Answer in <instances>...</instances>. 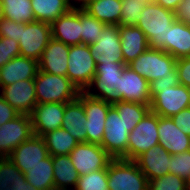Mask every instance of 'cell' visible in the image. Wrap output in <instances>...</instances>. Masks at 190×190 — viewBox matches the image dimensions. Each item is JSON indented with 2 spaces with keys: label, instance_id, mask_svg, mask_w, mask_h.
<instances>
[{
  "label": "cell",
  "instance_id": "cell-1",
  "mask_svg": "<svg viewBox=\"0 0 190 190\" xmlns=\"http://www.w3.org/2000/svg\"><path fill=\"white\" fill-rule=\"evenodd\" d=\"M141 18L136 24L146 36L149 48L166 52L168 30L175 19V12L165 9L155 1L144 4Z\"/></svg>",
  "mask_w": 190,
  "mask_h": 190
},
{
  "label": "cell",
  "instance_id": "cell-2",
  "mask_svg": "<svg viewBox=\"0 0 190 190\" xmlns=\"http://www.w3.org/2000/svg\"><path fill=\"white\" fill-rule=\"evenodd\" d=\"M37 104L69 103L78 98L80 91L67 76L53 75L38 70L34 78Z\"/></svg>",
  "mask_w": 190,
  "mask_h": 190
},
{
  "label": "cell",
  "instance_id": "cell-3",
  "mask_svg": "<svg viewBox=\"0 0 190 190\" xmlns=\"http://www.w3.org/2000/svg\"><path fill=\"white\" fill-rule=\"evenodd\" d=\"M127 66L149 83L160 78H178L176 59L161 49L148 48Z\"/></svg>",
  "mask_w": 190,
  "mask_h": 190
},
{
  "label": "cell",
  "instance_id": "cell-4",
  "mask_svg": "<svg viewBox=\"0 0 190 190\" xmlns=\"http://www.w3.org/2000/svg\"><path fill=\"white\" fill-rule=\"evenodd\" d=\"M96 73L89 87L84 91L92 98L103 100L111 105L121 101L116 91L121 78L124 62H109L96 64Z\"/></svg>",
  "mask_w": 190,
  "mask_h": 190
},
{
  "label": "cell",
  "instance_id": "cell-5",
  "mask_svg": "<svg viewBox=\"0 0 190 190\" xmlns=\"http://www.w3.org/2000/svg\"><path fill=\"white\" fill-rule=\"evenodd\" d=\"M109 190H148V179L134 161L113 159L107 167Z\"/></svg>",
  "mask_w": 190,
  "mask_h": 190
},
{
  "label": "cell",
  "instance_id": "cell-6",
  "mask_svg": "<svg viewBox=\"0 0 190 190\" xmlns=\"http://www.w3.org/2000/svg\"><path fill=\"white\" fill-rule=\"evenodd\" d=\"M96 61L87 44L69 46L67 77L84 92L91 84L96 73Z\"/></svg>",
  "mask_w": 190,
  "mask_h": 190
},
{
  "label": "cell",
  "instance_id": "cell-7",
  "mask_svg": "<svg viewBox=\"0 0 190 190\" xmlns=\"http://www.w3.org/2000/svg\"><path fill=\"white\" fill-rule=\"evenodd\" d=\"M150 96L151 112L159 116L172 117L190 107L189 88L182 84L168 88H150Z\"/></svg>",
  "mask_w": 190,
  "mask_h": 190
},
{
  "label": "cell",
  "instance_id": "cell-8",
  "mask_svg": "<svg viewBox=\"0 0 190 190\" xmlns=\"http://www.w3.org/2000/svg\"><path fill=\"white\" fill-rule=\"evenodd\" d=\"M51 38V24L37 20L27 24L20 23V55L39 62Z\"/></svg>",
  "mask_w": 190,
  "mask_h": 190
},
{
  "label": "cell",
  "instance_id": "cell-9",
  "mask_svg": "<svg viewBox=\"0 0 190 190\" xmlns=\"http://www.w3.org/2000/svg\"><path fill=\"white\" fill-rule=\"evenodd\" d=\"M129 132L119 113L112 105L107 113L101 146L113 159L127 160Z\"/></svg>",
  "mask_w": 190,
  "mask_h": 190
},
{
  "label": "cell",
  "instance_id": "cell-10",
  "mask_svg": "<svg viewBox=\"0 0 190 190\" xmlns=\"http://www.w3.org/2000/svg\"><path fill=\"white\" fill-rule=\"evenodd\" d=\"M158 115L149 112L129 133L127 160L134 161L146 150L159 144Z\"/></svg>",
  "mask_w": 190,
  "mask_h": 190
},
{
  "label": "cell",
  "instance_id": "cell-11",
  "mask_svg": "<svg viewBox=\"0 0 190 190\" xmlns=\"http://www.w3.org/2000/svg\"><path fill=\"white\" fill-rule=\"evenodd\" d=\"M78 99L83 103L87 119L84 123L86 142L101 145L107 113L112 105L103 100L92 98L85 92H80Z\"/></svg>",
  "mask_w": 190,
  "mask_h": 190
},
{
  "label": "cell",
  "instance_id": "cell-12",
  "mask_svg": "<svg viewBox=\"0 0 190 190\" xmlns=\"http://www.w3.org/2000/svg\"><path fill=\"white\" fill-rule=\"evenodd\" d=\"M80 176L108 167L113 158L99 144L79 143L69 154Z\"/></svg>",
  "mask_w": 190,
  "mask_h": 190
},
{
  "label": "cell",
  "instance_id": "cell-13",
  "mask_svg": "<svg viewBox=\"0 0 190 190\" xmlns=\"http://www.w3.org/2000/svg\"><path fill=\"white\" fill-rule=\"evenodd\" d=\"M33 134L31 116L19 114L0 126V157H8L21 143Z\"/></svg>",
  "mask_w": 190,
  "mask_h": 190
},
{
  "label": "cell",
  "instance_id": "cell-14",
  "mask_svg": "<svg viewBox=\"0 0 190 190\" xmlns=\"http://www.w3.org/2000/svg\"><path fill=\"white\" fill-rule=\"evenodd\" d=\"M96 64L124 62L121 51L119 25L106 24L97 41L89 45Z\"/></svg>",
  "mask_w": 190,
  "mask_h": 190
},
{
  "label": "cell",
  "instance_id": "cell-15",
  "mask_svg": "<svg viewBox=\"0 0 190 190\" xmlns=\"http://www.w3.org/2000/svg\"><path fill=\"white\" fill-rule=\"evenodd\" d=\"M0 96L20 114L30 115L37 105L34 79L19 80L1 87Z\"/></svg>",
  "mask_w": 190,
  "mask_h": 190
},
{
  "label": "cell",
  "instance_id": "cell-16",
  "mask_svg": "<svg viewBox=\"0 0 190 190\" xmlns=\"http://www.w3.org/2000/svg\"><path fill=\"white\" fill-rule=\"evenodd\" d=\"M116 91L121 97V101L151 104L150 86L147 79L133 71L130 67L124 68L121 78H119Z\"/></svg>",
  "mask_w": 190,
  "mask_h": 190
},
{
  "label": "cell",
  "instance_id": "cell-17",
  "mask_svg": "<svg viewBox=\"0 0 190 190\" xmlns=\"http://www.w3.org/2000/svg\"><path fill=\"white\" fill-rule=\"evenodd\" d=\"M49 155L44 139L38 135H32L16 147L8 157L25 174L27 170Z\"/></svg>",
  "mask_w": 190,
  "mask_h": 190
},
{
  "label": "cell",
  "instance_id": "cell-18",
  "mask_svg": "<svg viewBox=\"0 0 190 190\" xmlns=\"http://www.w3.org/2000/svg\"><path fill=\"white\" fill-rule=\"evenodd\" d=\"M65 103L37 104L31 112L33 134L42 137L62 126Z\"/></svg>",
  "mask_w": 190,
  "mask_h": 190
},
{
  "label": "cell",
  "instance_id": "cell-19",
  "mask_svg": "<svg viewBox=\"0 0 190 190\" xmlns=\"http://www.w3.org/2000/svg\"><path fill=\"white\" fill-rule=\"evenodd\" d=\"M159 144L174 155L190 150V136L179 129L171 117L158 115Z\"/></svg>",
  "mask_w": 190,
  "mask_h": 190
},
{
  "label": "cell",
  "instance_id": "cell-20",
  "mask_svg": "<svg viewBox=\"0 0 190 190\" xmlns=\"http://www.w3.org/2000/svg\"><path fill=\"white\" fill-rule=\"evenodd\" d=\"M52 38L68 46L81 44L80 9L71 8L51 24Z\"/></svg>",
  "mask_w": 190,
  "mask_h": 190
},
{
  "label": "cell",
  "instance_id": "cell-21",
  "mask_svg": "<svg viewBox=\"0 0 190 190\" xmlns=\"http://www.w3.org/2000/svg\"><path fill=\"white\" fill-rule=\"evenodd\" d=\"M171 156V154L158 144L146 150L134 162L149 181L150 179L159 178L170 173L169 165Z\"/></svg>",
  "mask_w": 190,
  "mask_h": 190
},
{
  "label": "cell",
  "instance_id": "cell-22",
  "mask_svg": "<svg viewBox=\"0 0 190 190\" xmlns=\"http://www.w3.org/2000/svg\"><path fill=\"white\" fill-rule=\"evenodd\" d=\"M69 46L51 38L39 61V70L53 75L67 76Z\"/></svg>",
  "mask_w": 190,
  "mask_h": 190
},
{
  "label": "cell",
  "instance_id": "cell-23",
  "mask_svg": "<svg viewBox=\"0 0 190 190\" xmlns=\"http://www.w3.org/2000/svg\"><path fill=\"white\" fill-rule=\"evenodd\" d=\"M38 70L37 60L19 55L0 68V88L19 80L34 79Z\"/></svg>",
  "mask_w": 190,
  "mask_h": 190
},
{
  "label": "cell",
  "instance_id": "cell-24",
  "mask_svg": "<svg viewBox=\"0 0 190 190\" xmlns=\"http://www.w3.org/2000/svg\"><path fill=\"white\" fill-rule=\"evenodd\" d=\"M122 58L125 65L130 64L149 48L143 31L136 25H119Z\"/></svg>",
  "mask_w": 190,
  "mask_h": 190
},
{
  "label": "cell",
  "instance_id": "cell-25",
  "mask_svg": "<svg viewBox=\"0 0 190 190\" xmlns=\"http://www.w3.org/2000/svg\"><path fill=\"white\" fill-rule=\"evenodd\" d=\"M87 121L83 103L76 100L65 103V111L61 128L67 130L79 143L86 142Z\"/></svg>",
  "mask_w": 190,
  "mask_h": 190
},
{
  "label": "cell",
  "instance_id": "cell-26",
  "mask_svg": "<svg viewBox=\"0 0 190 190\" xmlns=\"http://www.w3.org/2000/svg\"><path fill=\"white\" fill-rule=\"evenodd\" d=\"M166 52L176 60L190 56V24L175 20L168 30Z\"/></svg>",
  "mask_w": 190,
  "mask_h": 190
},
{
  "label": "cell",
  "instance_id": "cell-27",
  "mask_svg": "<svg viewBox=\"0 0 190 190\" xmlns=\"http://www.w3.org/2000/svg\"><path fill=\"white\" fill-rule=\"evenodd\" d=\"M52 162L54 168V187L65 190H74L77 186L80 175L74 168L70 156H52Z\"/></svg>",
  "mask_w": 190,
  "mask_h": 190
},
{
  "label": "cell",
  "instance_id": "cell-28",
  "mask_svg": "<svg viewBox=\"0 0 190 190\" xmlns=\"http://www.w3.org/2000/svg\"><path fill=\"white\" fill-rule=\"evenodd\" d=\"M31 6L35 20L48 24L73 8L69 0H31Z\"/></svg>",
  "mask_w": 190,
  "mask_h": 190
},
{
  "label": "cell",
  "instance_id": "cell-29",
  "mask_svg": "<svg viewBox=\"0 0 190 190\" xmlns=\"http://www.w3.org/2000/svg\"><path fill=\"white\" fill-rule=\"evenodd\" d=\"M122 0H99L89 4L84 10L97 20L108 25H119Z\"/></svg>",
  "mask_w": 190,
  "mask_h": 190
},
{
  "label": "cell",
  "instance_id": "cell-30",
  "mask_svg": "<svg viewBox=\"0 0 190 190\" xmlns=\"http://www.w3.org/2000/svg\"><path fill=\"white\" fill-rule=\"evenodd\" d=\"M54 168L52 156L40 161V163L27 170L25 173L26 180L37 190H50L54 187Z\"/></svg>",
  "mask_w": 190,
  "mask_h": 190
},
{
  "label": "cell",
  "instance_id": "cell-31",
  "mask_svg": "<svg viewBox=\"0 0 190 190\" xmlns=\"http://www.w3.org/2000/svg\"><path fill=\"white\" fill-rule=\"evenodd\" d=\"M47 150L51 156L69 155L79 142L67 130L62 128L44 134Z\"/></svg>",
  "mask_w": 190,
  "mask_h": 190
},
{
  "label": "cell",
  "instance_id": "cell-32",
  "mask_svg": "<svg viewBox=\"0 0 190 190\" xmlns=\"http://www.w3.org/2000/svg\"><path fill=\"white\" fill-rule=\"evenodd\" d=\"M113 106L118 111L119 117H122L129 133L151 111L150 105L135 102L119 101Z\"/></svg>",
  "mask_w": 190,
  "mask_h": 190
},
{
  "label": "cell",
  "instance_id": "cell-33",
  "mask_svg": "<svg viewBox=\"0 0 190 190\" xmlns=\"http://www.w3.org/2000/svg\"><path fill=\"white\" fill-rule=\"evenodd\" d=\"M25 174L9 157H0V190H20Z\"/></svg>",
  "mask_w": 190,
  "mask_h": 190
},
{
  "label": "cell",
  "instance_id": "cell-34",
  "mask_svg": "<svg viewBox=\"0 0 190 190\" xmlns=\"http://www.w3.org/2000/svg\"><path fill=\"white\" fill-rule=\"evenodd\" d=\"M5 18L17 23H31L35 21L31 0H1Z\"/></svg>",
  "mask_w": 190,
  "mask_h": 190
},
{
  "label": "cell",
  "instance_id": "cell-35",
  "mask_svg": "<svg viewBox=\"0 0 190 190\" xmlns=\"http://www.w3.org/2000/svg\"><path fill=\"white\" fill-rule=\"evenodd\" d=\"M81 21V44L91 45L100 37L105 23L89 15L85 10L80 9Z\"/></svg>",
  "mask_w": 190,
  "mask_h": 190
},
{
  "label": "cell",
  "instance_id": "cell-36",
  "mask_svg": "<svg viewBox=\"0 0 190 190\" xmlns=\"http://www.w3.org/2000/svg\"><path fill=\"white\" fill-rule=\"evenodd\" d=\"M107 185V168H105L79 176L74 190H109Z\"/></svg>",
  "mask_w": 190,
  "mask_h": 190
},
{
  "label": "cell",
  "instance_id": "cell-37",
  "mask_svg": "<svg viewBox=\"0 0 190 190\" xmlns=\"http://www.w3.org/2000/svg\"><path fill=\"white\" fill-rule=\"evenodd\" d=\"M148 190H186V181L181 177L168 173L148 181Z\"/></svg>",
  "mask_w": 190,
  "mask_h": 190
},
{
  "label": "cell",
  "instance_id": "cell-38",
  "mask_svg": "<svg viewBox=\"0 0 190 190\" xmlns=\"http://www.w3.org/2000/svg\"><path fill=\"white\" fill-rule=\"evenodd\" d=\"M144 3L135 0H122V10L119 25L133 26L141 18Z\"/></svg>",
  "mask_w": 190,
  "mask_h": 190
},
{
  "label": "cell",
  "instance_id": "cell-39",
  "mask_svg": "<svg viewBox=\"0 0 190 190\" xmlns=\"http://www.w3.org/2000/svg\"><path fill=\"white\" fill-rule=\"evenodd\" d=\"M169 171L187 181L190 178V150L172 155Z\"/></svg>",
  "mask_w": 190,
  "mask_h": 190
},
{
  "label": "cell",
  "instance_id": "cell-40",
  "mask_svg": "<svg viewBox=\"0 0 190 190\" xmlns=\"http://www.w3.org/2000/svg\"><path fill=\"white\" fill-rule=\"evenodd\" d=\"M20 55L19 43L12 38L0 37V68Z\"/></svg>",
  "mask_w": 190,
  "mask_h": 190
},
{
  "label": "cell",
  "instance_id": "cell-41",
  "mask_svg": "<svg viewBox=\"0 0 190 190\" xmlns=\"http://www.w3.org/2000/svg\"><path fill=\"white\" fill-rule=\"evenodd\" d=\"M19 34L20 23L5 17L0 21V37L12 38L13 40L19 42Z\"/></svg>",
  "mask_w": 190,
  "mask_h": 190
},
{
  "label": "cell",
  "instance_id": "cell-42",
  "mask_svg": "<svg viewBox=\"0 0 190 190\" xmlns=\"http://www.w3.org/2000/svg\"><path fill=\"white\" fill-rule=\"evenodd\" d=\"M176 71L179 84L190 86V56L176 60Z\"/></svg>",
  "mask_w": 190,
  "mask_h": 190
},
{
  "label": "cell",
  "instance_id": "cell-43",
  "mask_svg": "<svg viewBox=\"0 0 190 190\" xmlns=\"http://www.w3.org/2000/svg\"><path fill=\"white\" fill-rule=\"evenodd\" d=\"M171 118L179 129L190 136V107L174 114Z\"/></svg>",
  "mask_w": 190,
  "mask_h": 190
},
{
  "label": "cell",
  "instance_id": "cell-44",
  "mask_svg": "<svg viewBox=\"0 0 190 190\" xmlns=\"http://www.w3.org/2000/svg\"><path fill=\"white\" fill-rule=\"evenodd\" d=\"M20 113L17 112L9 103L0 96V126L16 118Z\"/></svg>",
  "mask_w": 190,
  "mask_h": 190
},
{
  "label": "cell",
  "instance_id": "cell-45",
  "mask_svg": "<svg viewBox=\"0 0 190 190\" xmlns=\"http://www.w3.org/2000/svg\"><path fill=\"white\" fill-rule=\"evenodd\" d=\"M175 19L190 23V0H182L175 11Z\"/></svg>",
  "mask_w": 190,
  "mask_h": 190
},
{
  "label": "cell",
  "instance_id": "cell-46",
  "mask_svg": "<svg viewBox=\"0 0 190 190\" xmlns=\"http://www.w3.org/2000/svg\"><path fill=\"white\" fill-rule=\"evenodd\" d=\"M179 84L178 78H160L149 83L150 88H168Z\"/></svg>",
  "mask_w": 190,
  "mask_h": 190
},
{
  "label": "cell",
  "instance_id": "cell-47",
  "mask_svg": "<svg viewBox=\"0 0 190 190\" xmlns=\"http://www.w3.org/2000/svg\"><path fill=\"white\" fill-rule=\"evenodd\" d=\"M158 5L165 9L175 12L182 0H154Z\"/></svg>",
  "mask_w": 190,
  "mask_h": 190
},
{
  "label": "cell",
  "instance_id": "cell-48",
  "mask_svg": "<svg viewBox=\"0 0 190 190\" xmlns=\"http://www.w3.org/2000/svg\"><path fill=\"white\" fill-rule=\"evenodd\" d=\"M99 0H73L72 6L77 9H85L89 4Z\"/></svg>",
  "mask_w": 190,
  "mask_h": 190
},
{
  "label": "cell",
  "instance_id": "cell-49",
  "mask_svg": "<svg viewBox=\"0 0 190 190\" xmlns=\"http://www.w3.org/2000/svg\"><path fill=\"white\" fill-rule=\"evenodd\" d=\"M20 190H37V189L26 180L24 183H22V187Z\"/></svg>",
  "mask_w": 190,
  "mask_h": 190
},
{
  "label": "cell",
  "instance_id": "cell-50",
  "mask_svg": "<svg viewBox=\"0 0 190 190\" xmlns=\"http://www.w3.org/2000/svg\"><path fill=\"white\" fill-rule=\"evenodd\" d=\"M4 18V14H3V4L0 0V21Z\"/></svg>",
  "mask_w": 190,
  "mask_h": 190
},
{
  "label": "cell",
  "instance_id": "cell-51",
  "mask_svg": "<svg viewBox=\"0 0 190 190\" xmlns=\"http://www.w3.org/2000/svg\"><path fill=\"white\" fill-rule=\"evenodd\" d=\"M135 1H138V2H141V3H149V2H153L154 0H135Z\"/></svg>",
  "mask_w": 190,
  "mask_h": 190
},
{
  "label": "cell",
  "instance_id": "cell-52",
  "mask_svg": "<svg viewBox=\"0 0 190 190\" xmlns=\"http://www.w3.org/2000/svg\"><path fill=\"white\" fill-rule=\"evenodd\" d=\"M186 190H190V178L186 181Z\"/></svg>",
  "mask_w": 190,
  "mask_h": 190
},
{
  "label": "cell",
  "instance_id": "cell-53",
  "mask_svg": "<svg viewBox=\"0 0 190 190\" xmlns=\"http://www.w3.org/2000/svg\"><path fill=\"white\" fill-rule=\"evenodd\" d=\"M50 190H65V189L53 188V189H50Z\"/></svg>",
  "mask_w": 190,
  "mask_h": 190
}]
</instances>
